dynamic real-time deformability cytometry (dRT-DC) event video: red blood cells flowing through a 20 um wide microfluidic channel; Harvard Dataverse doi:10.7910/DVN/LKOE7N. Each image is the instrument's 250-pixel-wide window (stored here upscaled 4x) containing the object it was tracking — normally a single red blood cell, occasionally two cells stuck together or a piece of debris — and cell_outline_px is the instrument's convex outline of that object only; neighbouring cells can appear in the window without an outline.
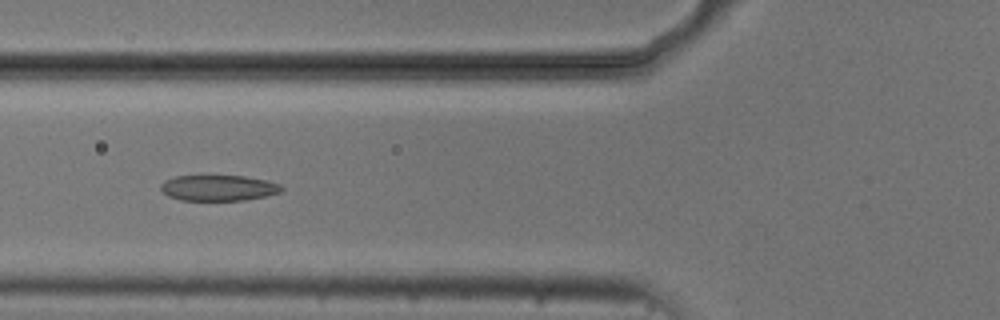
{"species": "common noctule bat (a hibernating species)", "species_latin": "Nyctalus noctula", "temperature_condition": "cold", "stored_images_in_passage": 5, "camera_frame_rate_fps": 3000, "um_per_image_px": 0.085, "animal": {"sex": "male", "body_mass_g": 20.5, "forearm_length_mm": 52.5}, "frame": {"image": 1, "passage_image": 5, "time_ms": 5.667, "image_size_px": [1000, 320], "cell_outline_px": [[284, 188], [280, 192], [264, 196], [244, 200], [180, 200], [168, 196], [160, 188], [160, 184], [164, 180], [176, 176], [244, 176], [268, 180], [280, 184]], "centroid_in_image_um": [18.56, 15.97], "position_along_channel_um": 107.2, "area_um2": 18.09}}